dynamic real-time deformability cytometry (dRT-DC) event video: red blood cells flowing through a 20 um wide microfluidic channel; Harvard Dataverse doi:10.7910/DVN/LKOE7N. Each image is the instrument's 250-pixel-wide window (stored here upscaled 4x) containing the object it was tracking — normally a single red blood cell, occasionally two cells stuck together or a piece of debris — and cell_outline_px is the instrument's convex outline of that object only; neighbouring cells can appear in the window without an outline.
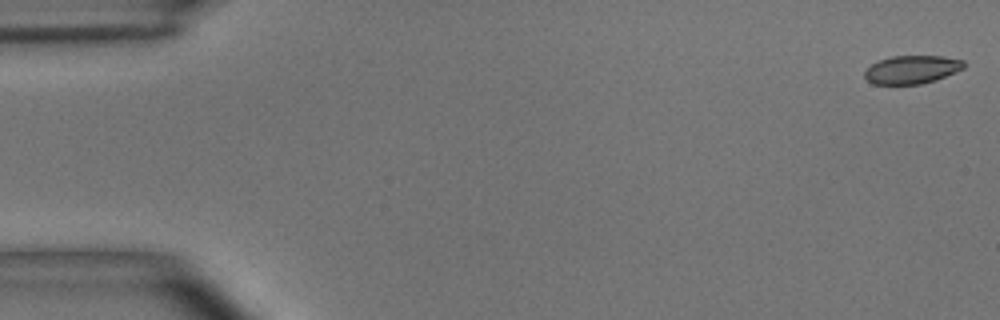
{"species": "common noctule bat (a hibernating species)", "species_latin": "Nyctalus noctula", "temperature_condition": "room temperature", "stored_images_in_passage": 55, "camera_frame_rate_fps": 3000, "um_per_image_px": 0.085, "animal": {"sex": "male", "body_mass_g": 15.6}, "frame": {"image": 1, "passage_image": 1, "time_ms": 0.0, "image_size_px": [1000, 320], "cell_outline_px": [[964, 68], [936, 80], [920, 84], [872, 84], [864, 76], [864, 72], [872, 64], [880, 60], [892, 56], [944, 56], [964, 60]], "centroid_in_image_um": [77.52, 5.91], "position_along_channel_um": 7.5, "area_um2": 16.24}}
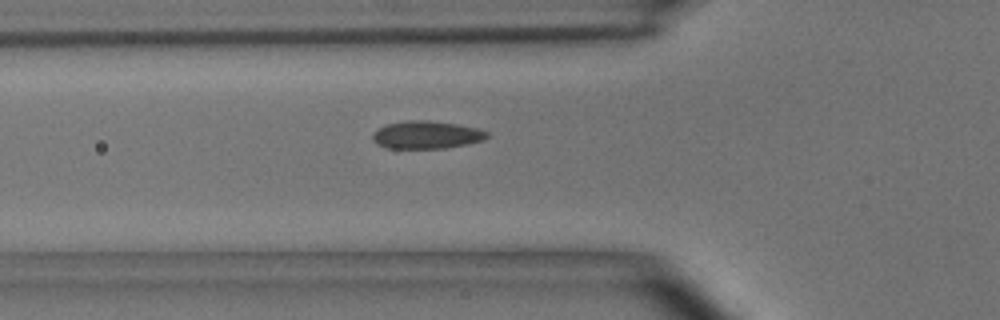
{"frame": {"image": 2, "passage_image": 19, "time_ms": 6.0, "image_size_px": [1000, 320], "cell_outline_px": [[492, 136], [484, 140], [468, 144], [444, 148], [388, 148], [376, 144], [372, 140], [372, 132], [388, 124], [408, 120], [424, 120], [456, 124], [476, 128], [488, 132]], "centroid_in_image_um": [36.27, 11.47], "position_along_channel_um": 89.5, "area_um2": 18.5}}
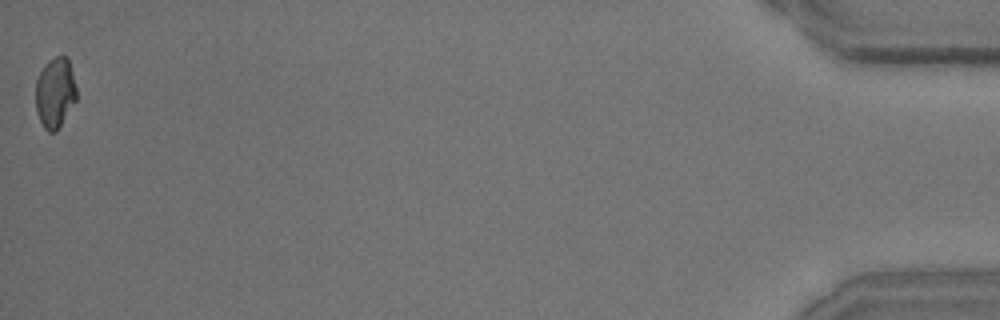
{"frame": {"image": 3, "passage_image": 55, "time_ms": 18.0, "image_size_px": [1000, 320], "cell_outline_px": [[76, 100], [56, 132], [48, 132], [44, 128], [36, 112], [36, 80], [44, 64], [48, 60], [56, 56], [68, 56], [76, 88]], "centroid_in_image_um": [4.68, 7.87], "position_along_channel_um": 430.5, "area_um2": 16.76}, "authors_computed_cell_mechanics": {"area_um2": 17.8024, "velocity_mm_per_s": 3.6143, "shape_relaxation_time_tau1_ms": 6.6033, "shape_relaxation_time_tau2_ms": 1.1498, "deformation_change_tau1": 0.1348, "deformation_change_tau2": 0.0542}}